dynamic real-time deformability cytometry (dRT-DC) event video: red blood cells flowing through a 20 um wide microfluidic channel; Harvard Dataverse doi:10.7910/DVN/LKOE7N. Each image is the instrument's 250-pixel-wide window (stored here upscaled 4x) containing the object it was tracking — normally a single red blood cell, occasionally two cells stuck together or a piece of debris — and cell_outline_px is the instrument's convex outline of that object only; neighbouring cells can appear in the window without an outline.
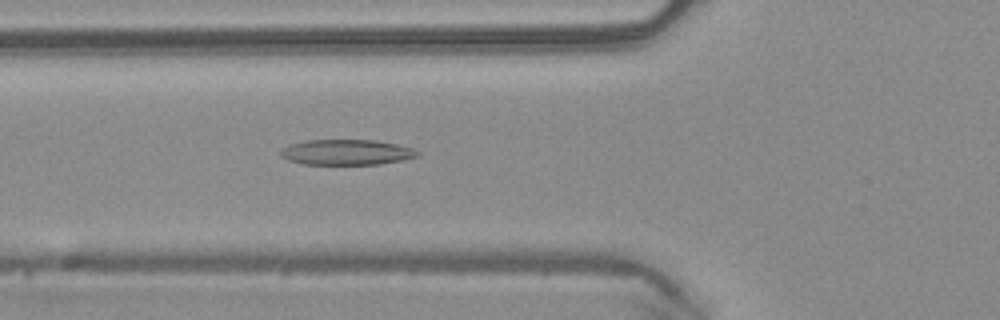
{"species": "common noctule bat (a hibernating species)", "species_latin": "Nyctalus noctula", "temperature_condition": "warm", "stored_images_in_passage": 49, "camera_frame_rate_fps": 3000, "um_per_image_px": 0.085, "animal": {"sex": "male", "body_mass_g": 20.4}, "frame": {"image": 1, "passage_image": 18, "time_ms": 5.667, "image_size_px": [1000, 320], "cell_outline_px": [[420, 156], [404, 160], [380, 164], [304, 164], [288, 160], [280, 156], [280, 148], [288, 144], [304, 140], [376, 140], [396, 144], [412, 148], [420, 152]], "centroid_in_image_um": [29.44, 12.93], "position_along_channel_um": 96.4, "area_um2": 20.52}}
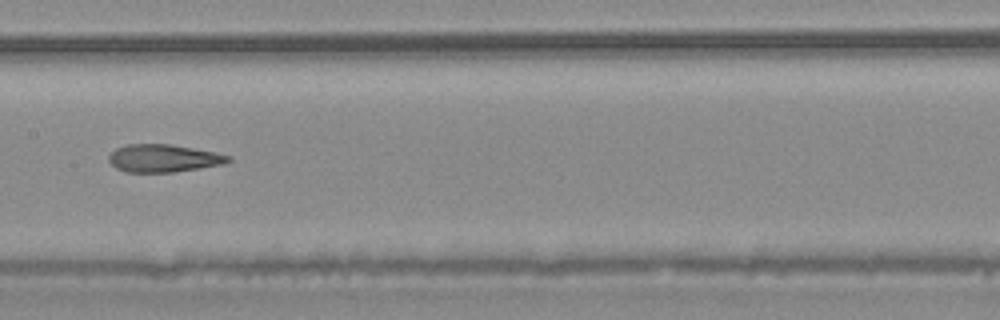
{"frame": {"image": 2, "passage_image": 25, "time_ms": 8.0, "image_size_px": [1000, 320], "cell_outline_px": [[232, 160], [224, 164], [200, 168], [172, 172], [128, 172], [116, 168], [108, 160], [108, 156], [116, 148], [128, 144], [168, 144], [216, 152], [232, 156]], "centroid_in_image_um": [13.92, 13.45], "position_along_channel_um": 193.5, "area_um2": 19.25}}
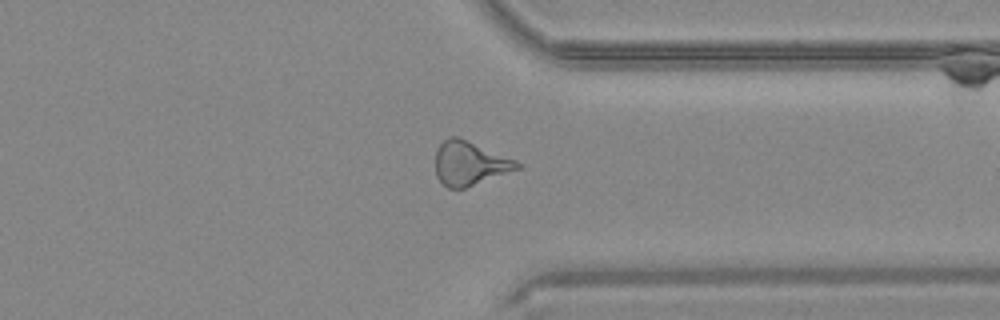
{"frame": {"image": 3, "passage_image": 38, "time_ms": 12.333, "image_size_px": [1000, 320], "cell_outline_px": [[524, 164], [520, 168], [464, 188], [448, 188], [436, 176], [436, 148], [448, 136], [460, 136], [516, 160]], "centroid_in_image_um": [39.93, 13.85], "position_along_channel_um": 371.5, "area_um2": 20.98}, "authors_computed_cell_mechanics": {"area_um2": 20.6924, "velocity_mm_per_s": 4.1452, "shape_relaxation_time_tau1_ms": 9.9483, "shape_relaxation_time_tau2_ms": 2.4889, "deformation_change_tau1": 0.2688, "deformation_change_tau2": 0.132}}